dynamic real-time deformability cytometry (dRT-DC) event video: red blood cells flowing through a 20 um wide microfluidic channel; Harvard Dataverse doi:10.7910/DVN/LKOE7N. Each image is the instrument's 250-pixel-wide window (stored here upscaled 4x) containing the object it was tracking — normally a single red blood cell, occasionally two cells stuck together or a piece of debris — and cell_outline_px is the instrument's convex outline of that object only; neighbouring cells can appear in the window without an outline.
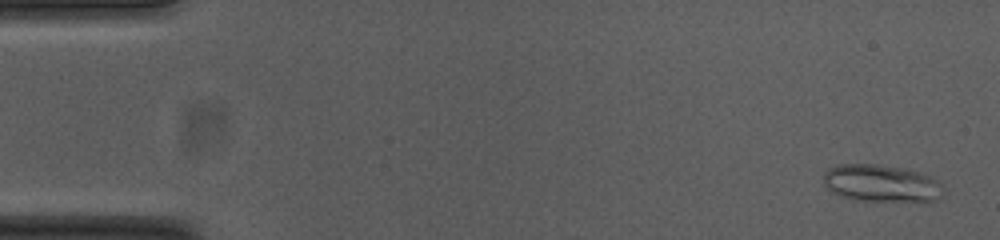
{"species": "common noctule bat (a hibernating species)", "species_latin": "Nyctalus noctula", "temperature_condition": "cold", "stored_images_in_passage": 54, "camera_frame_rate_fps": 3000, "um_per_image_px": 0.085, "animal": {"sex": "female", "body_mass_g": 23.0, "forearm_length_mm": 53.4}, "frame": {"image": 1, "passage_image": 2, "time_ms": 0.333, "image_size_px": [1000, 240], "cell_outline_px": [[944, 192], [936, 200], [920, 204], [856, 200], [840, 196], [824, 188], [824, 172], [828, 168], [836, 164], [880, 164], [904, 168], [920, 172], [932, 176], [944, 184]], "centroid_in_image_um": [74.98, 15.62], "position_along_channel_um": 10.0, "area_um2": 27.4}}
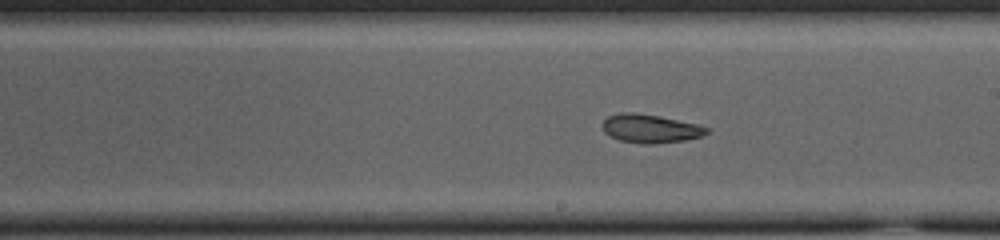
{"frame": {"image": 2, "passage_image": 30, "time_ms": 9.667, "image_size_px": [1000, 240], "cell_outline_px": [[712, 128], [708, 132], [700, 136], [684, 140], [652, 144], [644, 144], [620, 140], [604, 132], [600, 124], [608, 116], [620, 112], [636, 112], [660, 116], [700, 124]], "centroid_in_image_um": [55.29, 10.91], "position_along_channel_um": 233.7, "area_um2": 17.51}}
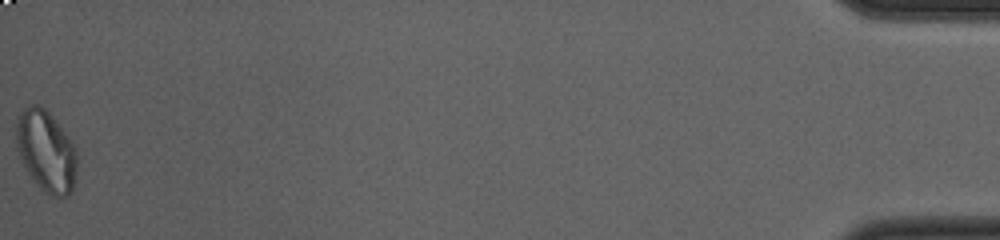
{"frame": {"image": 3, "passage_image": 54, "time_ms": 17.667, "image_size_px": [1000, 240], "cell_outline_px": [[76, 168], [72, 192], [68, 196], [48, 196], [40, 188], [28, 172], [16, 148], [16, 116], [28, 104], [36, 104], [44, 108], [48, 112], [76, 148]], "centroid_in_image_um": [3.89, 12.84], "position_along_channel_um": 431.3, "area_um2": 28.55}, "authors_computed_cell_mechanics": {"area_um2": 21.0681, "velocity_mm_per_s": 3.7406, "shape_relaxation_time_tau1_ms": null, "shape_relaxation_time_tau2_ms": 4.9173, "deformation_change_tau1": null, "deformation_change_tau2": 0.1145}}